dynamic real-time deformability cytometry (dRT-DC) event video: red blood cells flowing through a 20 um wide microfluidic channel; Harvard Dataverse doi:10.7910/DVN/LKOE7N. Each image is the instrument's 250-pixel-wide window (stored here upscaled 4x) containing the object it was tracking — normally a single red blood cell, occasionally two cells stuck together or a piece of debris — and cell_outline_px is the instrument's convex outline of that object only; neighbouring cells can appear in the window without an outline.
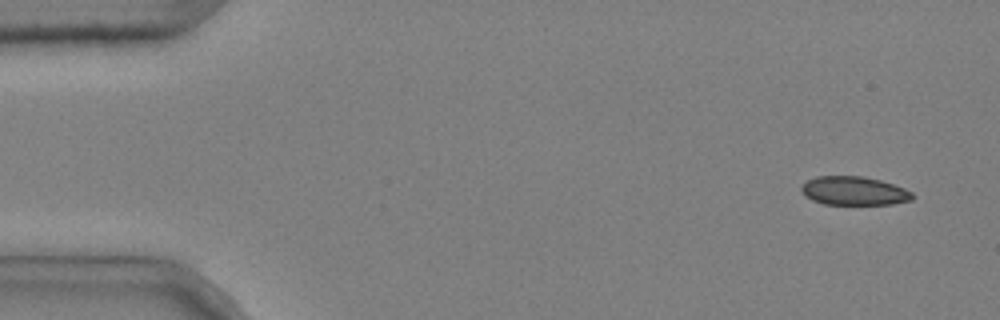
{"species": "common noctule bat (a hibernating species)", "species_latin": "Nyctalus noctula", "temperature_condition": "cold", "stored_images_in_passage": 5, "camera_frame_rate_fps": 3000, "um_per_image_px": 0.085, "animal": {"sex": "male", "body_mass_g": 20.4}, "frame": {"image": 1, "passage_image": 1, "time_ms": 0.0, "image_size_px": [1000, 320], "cell_outline_px": [[916, 196], [912, 200], [892, 204], [824, 204], [812, 200], [804, 196], [800, 188], [808, 180], [816, 176], [864, 176], [880, 180], [904, 188], [912, 192]], "centroid_in_image_um": [72.6, 16.22], "position_along_channel_um": 12.4, "area_um2": 18.61}}
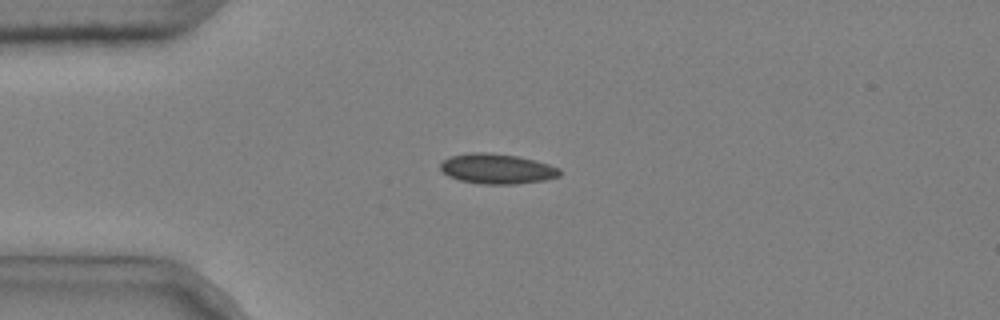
{"frame": {"image": 2, "passage_image": 4, "time_ms": 1.0, "image_size_px": [1000, 320], "cell_outline_px": [[560, 176], [544, 180], [516, 184], [484, 184], [460, 180], [448, 176], [440, 168], [440, 164], [448, 156], [472, 152], [488, 152], [520, 156], [536, 160], [560, 168]], "centroid_in_image_um": [42.25, 14.33], "position_along_channel_um": 42.7, "area_um2": 21.04}}